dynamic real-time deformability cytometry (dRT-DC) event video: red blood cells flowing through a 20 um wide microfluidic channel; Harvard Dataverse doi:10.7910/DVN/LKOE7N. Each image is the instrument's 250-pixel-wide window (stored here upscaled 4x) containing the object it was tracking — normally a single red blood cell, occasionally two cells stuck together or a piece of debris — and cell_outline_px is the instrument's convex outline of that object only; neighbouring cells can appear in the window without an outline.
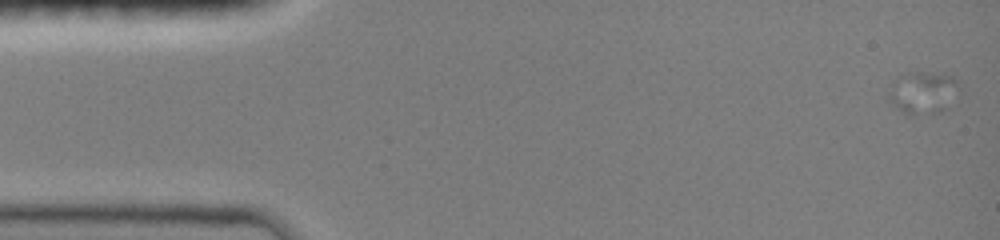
{"species": "common noctule bat (a hibernating species)", "species_latin": "Nyctalus noctula", "temperature_condition": "room temperature", "stored_images_in_passage": 14, "segment_of_instrument_passage": [1, 2], "camera_frame_rate_fps": 3000, "um_per_image_px": 0.085, "animal": {"sex": "female", "body_mass_g": 19.0, "forearm_length_mm": 51.5}, "frame": {"image": 1, "passage_image": 2, "time_ms": 0.333, "image_size_px": [1000, 240], "cell_outline_px": [[960, 88], [944, 108], [940, 112], [932, 116], [908, 116], [896, 108], [888, 100], [888, 96], [892, 84], [900, 76], [908, 72], [932, 72], [952, 76], [956, 80]], "centroid_in_image_um": [78.42, 7.91], "position_along_channel_um": 6.6, "area_um2": 17.57}}